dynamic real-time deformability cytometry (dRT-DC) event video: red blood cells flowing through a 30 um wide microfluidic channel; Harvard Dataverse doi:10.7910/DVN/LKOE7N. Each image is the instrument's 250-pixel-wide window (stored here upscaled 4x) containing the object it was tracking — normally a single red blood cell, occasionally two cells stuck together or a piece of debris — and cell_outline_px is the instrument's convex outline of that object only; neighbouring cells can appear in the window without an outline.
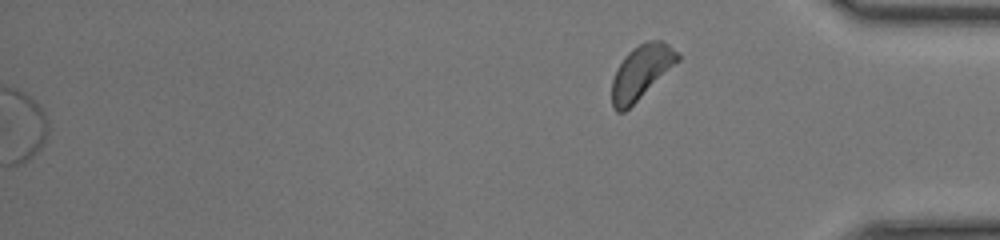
{"species": "common noctule bat (a hibernating species)", "species_latin": "Nyctalus noctula", "temperature_condition": "room temperature", "stored_images_in_passage": 49, "segment_of_instrument_passage": [2, 2], "camera_frame_rate_fps": 3000, "um_per_image_px": 0.085, "animal": {"sex": "female", "body_mass_g": 17.0, "forearm_length_mm": 48.0}, "frame": {"image": 1, "passage_image": 49, "time_ms": 16.0, "image_size_px": [1000, 240], "cell_outline_px": [[680, 60], [624, 112], [616, 112], [612, 108], [612, 80], [616, 68], [624, 56], [632, 48], [648, 40], [660, 40], [668, 44], [680, 56]], "centroid_in_image_um": [54.47, 6.12], "position_along_channel_um": 380.7, "area_um2": 20.4}}